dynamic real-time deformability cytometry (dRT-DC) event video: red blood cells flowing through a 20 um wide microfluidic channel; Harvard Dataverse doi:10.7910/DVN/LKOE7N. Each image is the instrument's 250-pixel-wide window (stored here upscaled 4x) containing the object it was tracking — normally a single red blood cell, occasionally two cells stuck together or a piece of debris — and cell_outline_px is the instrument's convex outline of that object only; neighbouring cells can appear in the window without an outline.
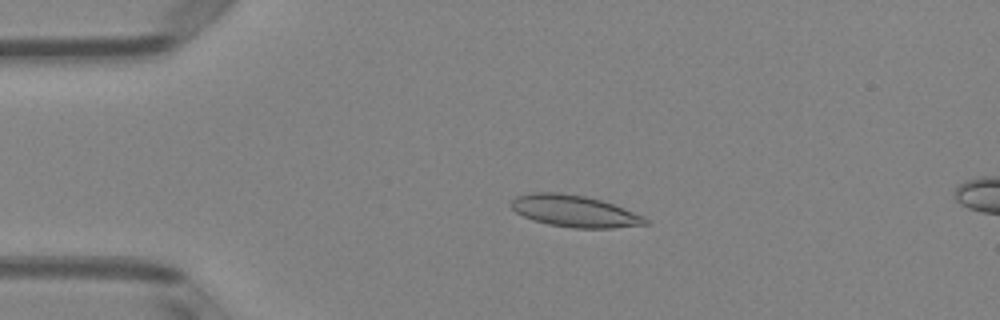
{"species": "Egyptian fruit bat (a non-hibernating species)", "species_latin": "Rousettus aegyptiacus", "temperature_condition": "room temperature", "stored_images_in_passage": 15, "camera_frame_rate_fps": 3000, "um_per_image_px": 0.085, "animal": {"sex": "female"}, "frame": {"image": 1, "passage_image": 11, "time_ms": 3.333, "image_size_px": [1000, 320], "cell_outline_px": [[648, 224], [612, 228], [572, 228], [548, 224], [532, 220], [516, 212], [512, 208], [512, 200], [516, 196], [532, 192], [560, 192], [584, 196], [600, 200], [624, 208], [644, 216], [648, 220]], "centroid_in_image_um": [48.82, 17.95], "position_along_channel_um": 36.2, "area_um2": 24.74}}